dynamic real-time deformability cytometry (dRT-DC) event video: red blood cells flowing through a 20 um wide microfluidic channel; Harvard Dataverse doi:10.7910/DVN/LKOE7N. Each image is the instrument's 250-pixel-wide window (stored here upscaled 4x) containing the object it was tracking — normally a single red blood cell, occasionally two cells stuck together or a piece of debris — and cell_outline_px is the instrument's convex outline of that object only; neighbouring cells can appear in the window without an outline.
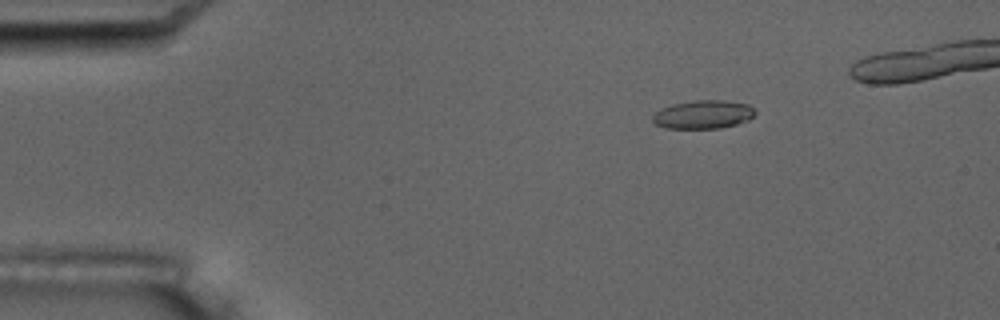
{"species": "common noctule bat (a hibernating species)", "species_latin": "Nyctalus noctula", "temperature_condition": "room temperature", "stored_images_in_passage": 9, "camera_frame_rate_fps": 3000, "um_per_image_px": 0.085, "animal": {"sex": "male", "body_mass_g": 17.5, "forearm_length_mm": 52.3}, "frame": {"image": 1, "passage_image": 3, "time_ms": 2.333, "image_size_px": [1000, 320], "cell_outline_px": [[756, 112], [748, 120], [736, 124], [720, 128], [664, 128], [656, 124], [652, 120], [652, 116], [660, 108], [672, 104], [692, 100], [724, 100], [748, 104]], "centroid_in_image_um": [59.74, 9.72], "position_along_channel_um": 25.3, "area_um2": 16.99}}
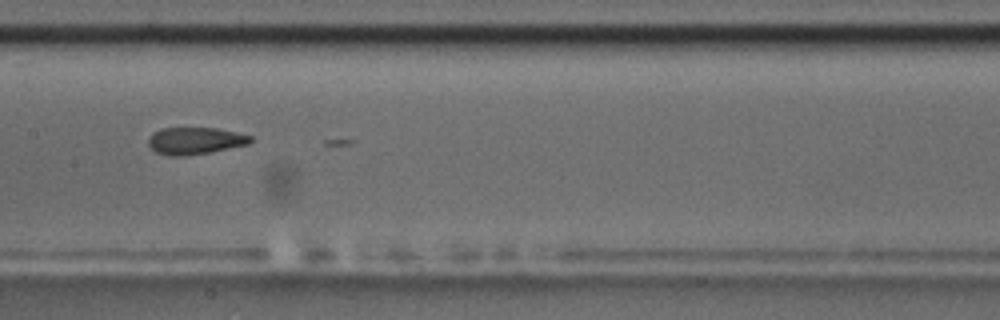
{"frame": {"image": 2, "passage_image": 9, "time_ms": 9.0, "image_size_px": [1000, 320], "cell_outline_px": [[252, 140], [248, 144], [208, 152], [184, 156], [172, 156], [156, 152], [148, 144], [148, 136], [152, 132], [160, 128], [216, 128], [236, 132], [252, 136]], "centroid_in_image_um": [16.54, 11.95], "position_along_channel_um": 190.9, "area_um2": 16.01}}